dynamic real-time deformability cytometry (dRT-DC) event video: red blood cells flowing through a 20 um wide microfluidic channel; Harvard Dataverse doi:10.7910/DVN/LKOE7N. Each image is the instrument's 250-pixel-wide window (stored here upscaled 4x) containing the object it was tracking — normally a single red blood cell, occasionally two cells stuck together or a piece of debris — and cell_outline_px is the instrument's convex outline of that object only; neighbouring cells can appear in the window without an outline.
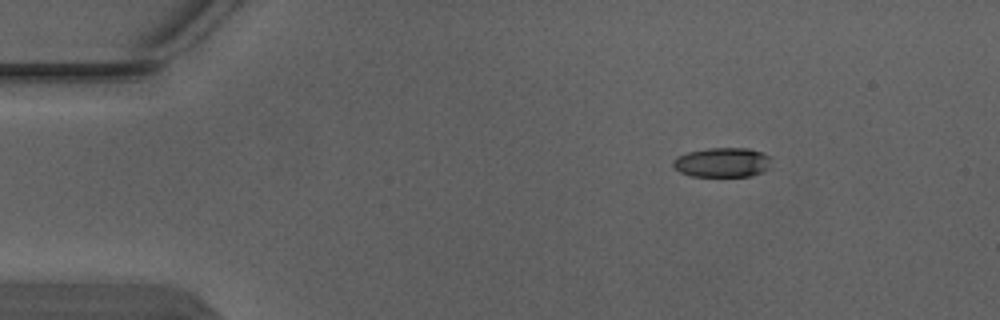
{"species": "Egyptian fruit bat (a non-hibernating species)", "species_latin": "Rousettus aegyptiacus", "temperature_condition": "warm", "stored_images_in_passage": 3, "camera_frame_rate_fps": 3000, "um_per_image_px": 0.085, "animal": {"sex": "male"}, "frame": {"image": 1, "passage_image": 1, "time_ms": 0.0, "image_size_px": [1000, 320], "cell_outline_px": [[772, 156], [768, 168], [764, 172], [748, 176], [692, 176], [680, 172], [672, 164], [672, 160], [676, 156], [688, 152], [708, 148], [748, 148], [764, 152]], "centroid_in_image_um": [61.42, 13.79], "position_along_channel_um": 23.6, "area_um2": 17.11}}